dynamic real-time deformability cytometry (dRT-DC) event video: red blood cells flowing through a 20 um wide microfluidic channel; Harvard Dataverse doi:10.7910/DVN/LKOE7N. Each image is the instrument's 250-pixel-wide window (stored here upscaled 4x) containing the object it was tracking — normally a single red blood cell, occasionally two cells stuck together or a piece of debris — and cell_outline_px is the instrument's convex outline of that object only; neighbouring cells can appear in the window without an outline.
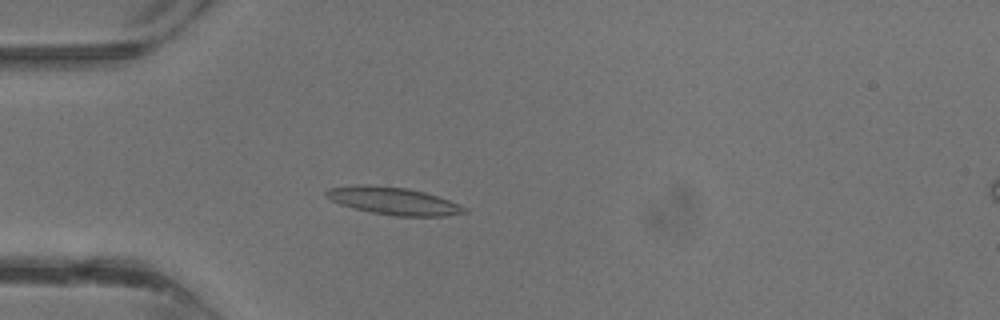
{"species": "common noctule bat (a hibernating species)", "species_latin": "Nyctalus noctula", "temperature_condition": "warm", "stored_images_in_passage": 39, "camera_frame_rate_fps": 3000, "um_per_image_px": 0.085, "animal": {"sex": "male", "body_mass_g": 13.3}, "frame": {"image": 1, "passage_image": 12, "time_ms": 3.667, "image_size_px": [1000, 320], "cell_outline_px": [[468, 212], [448, 216], [396, 216], [372, 212], [352, 208], [340, 204], [324, 196], [324, 192], [328, 188], [356, 184], [364, 184], [408, 188], [424, 192], [448, 200], [468, 208]], "centroid_in_image_um": [33.42, 17.07], "position_along_channel_um": 51.6, "area_um2": 22.2}}
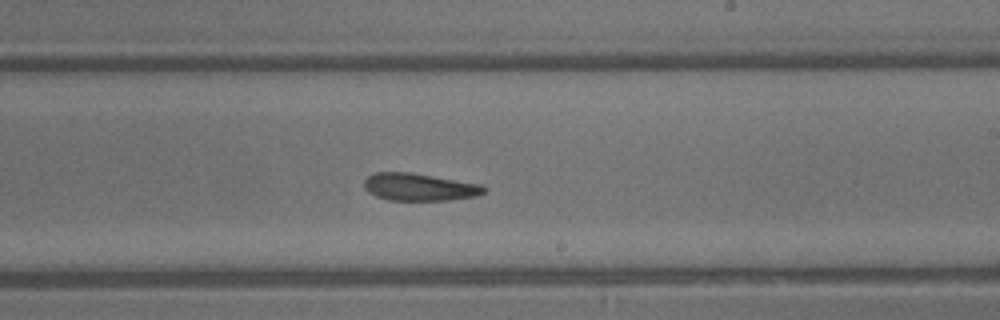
{"frame": {"image": 2, "passage_image": 24, "time_ms": 7.667, "image_size_px": [1000, 320], "cell_outline_px": [[488, 188], [484, 192], [476, 196], [448, 200], [388, 200], [376, 196], [368, 192], [364, 188], [364, 180], [368, 176], [376, 172], [412, 172], [484, 184]], "centroid_in_image_um": [35.68, 15.89], "position_along_channel_um": 253.3, "area_um2": 19.42}}
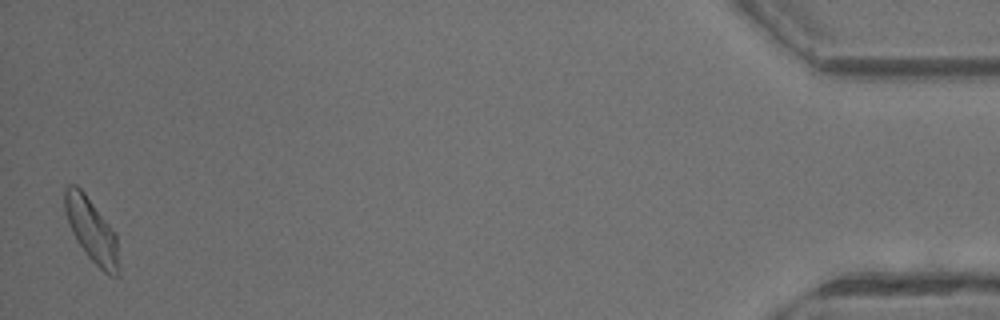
{"frame": {"image": 3, "passage_image": 39, "time_ms": 12.667, "image_size_px": [1000, 320], "cell_outline_px": [[120, 276], [108, 276], [88, 256], [72, 232], [68, 224], [64, 208], [64, 188], [68, 184], [76, 184], [84, 192], [112, 228], [116, 236], [120, 268]], "centroid_in_image_um": [7.79, 19.57], "position_along_channel_um": 427.4, "area_um2": 20.06}}